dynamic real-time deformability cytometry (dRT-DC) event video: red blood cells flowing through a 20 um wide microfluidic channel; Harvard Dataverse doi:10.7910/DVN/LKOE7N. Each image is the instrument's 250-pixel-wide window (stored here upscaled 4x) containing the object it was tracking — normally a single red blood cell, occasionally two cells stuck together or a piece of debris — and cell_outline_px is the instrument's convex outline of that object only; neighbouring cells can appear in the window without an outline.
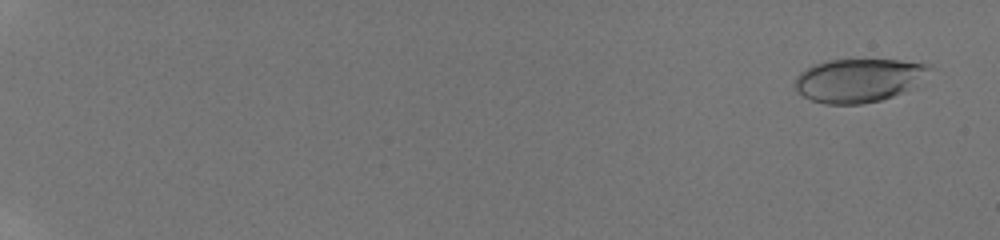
{"species": "human", "species_latin": "Homo sapiens", "temperature_condition": "room temperature", "stored_images_in_passage": 22, "camera_frame_rate_fps": 3000, "um_per_image_px": 0.085, "donor": {"sex": "male"}, "frame": {"image": 1, "passage_image": 1, "time_ms": 0.0, "image_size_px": [1000, 240], "cell_outline_px": [[932, 68], [912, 88], [892, 96], [880, 100], [860, 104], [824, 104], [812, 100], [796, 92], [796, 76], [800, 72], [812, 64], [828, 60], [900, 60], [928, 64]], "centroid_in_image_um": [72.95, 6.82], "position_along_channel_um": 12.0, "area_um2": 33.93}}
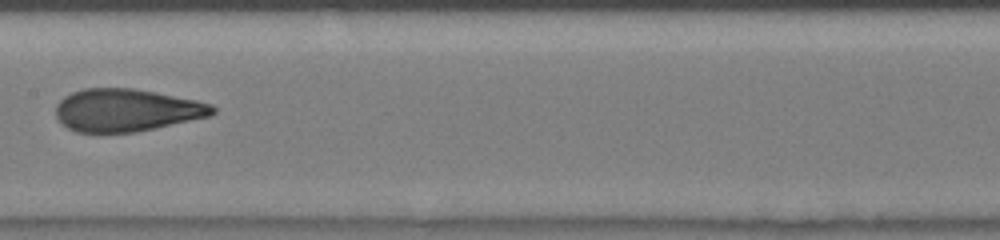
{"frame": {"image": 2, "passage_image": 12, "time_ms": 10.0, "image_size_px": [1000, 240], "cell_outline_px": [[216, 112], [212, 116], [156, 128], [136, 132], [76, 132], [68, 128], [56, 116], [56, 104], [64, 96], [72, 92], [84, 88], [132, 88], [156, 92], [196, 100], [212, 104], [216, 108]], "centroid_in_image_um": [10.78, 9.36], "position_along_channel_um": 196.6, "area_um2": 39.02}}
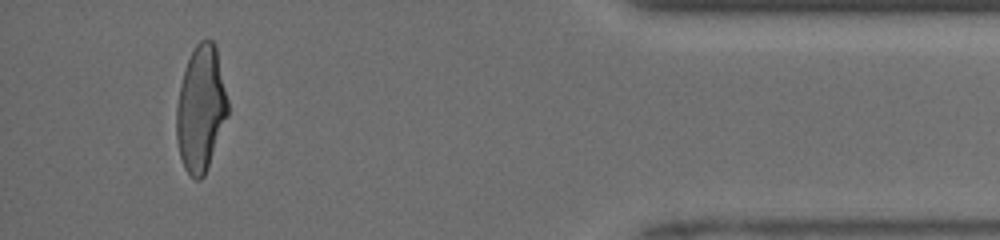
{"frame": {"image": 3, "passage_image": 21, "time_ms": 16.333, "image_size_px": [1000, 240], "cell_outline_px": [[228, 116], [208, 168], [204, 176], [200, 180], [196, 180], [184, 168], [180, 156], [176, 140], [176, 108], [180, 84], [188, 60], [196, 44], [200, 40], [212, 40], [216, 44], [228, 100]], "centroid_in_image_um": [17.08, 9.25], "position_along_channel_um": 418.1, "area_um2": 37.8}, "authors_computed_cell_mechanics": {"area_um2": 37.9746, "velocity_mm_per_s": 4.1408, "shape_relaxation_time_tau1_ms": 5.2646, "shape_relaxation_time_tau2_ms": 0.807, "deformation_change_tau1": 0.1984, "deformation_change_tau2": 0.0759}}